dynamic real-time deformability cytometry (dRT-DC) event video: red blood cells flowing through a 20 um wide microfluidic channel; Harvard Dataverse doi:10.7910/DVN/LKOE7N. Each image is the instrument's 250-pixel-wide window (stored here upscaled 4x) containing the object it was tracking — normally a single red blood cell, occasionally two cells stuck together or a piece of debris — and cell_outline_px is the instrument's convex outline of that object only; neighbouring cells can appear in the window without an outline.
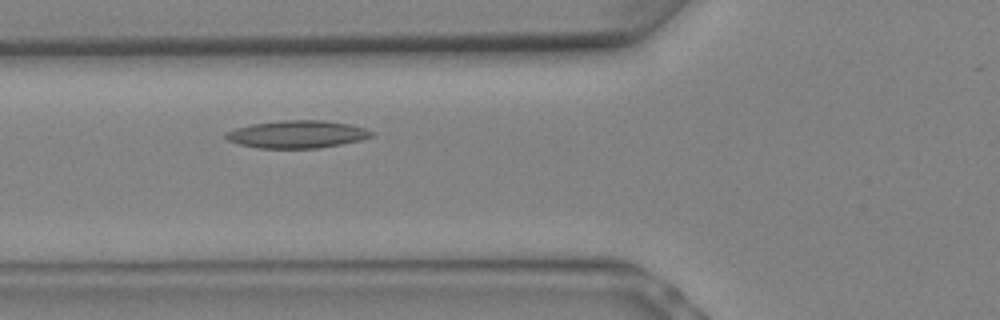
{"species": "Egyptian fruit bat (a non-hibernating species)", "species_latin": "Rousettus aegyptiacus", "temperature_condition": "warm", "stored_images_in_passage": 7, "camera_frame_rate_fps": 3000, "um_per_image_px": 0.085, "animal": {"sex": "female"}, "frame": {"image": 1, "passage_image": 6, "time_ms": 1.667, "image_size_px": [1000, 320], "cell_outline_px": [[376, 132], [372, 136], [360, 140], [320, 148], [260, 148], [240, 144], [228, 140], [224, 136], [224, 132], [236, 128], [252, 124], [280, 120], [324, 120], [348, 124], [364, 128]], "centroid_in_image_um": [25.25, 11.41], "position_along_channel_um": 100.5, "area_um2": 23.35}}